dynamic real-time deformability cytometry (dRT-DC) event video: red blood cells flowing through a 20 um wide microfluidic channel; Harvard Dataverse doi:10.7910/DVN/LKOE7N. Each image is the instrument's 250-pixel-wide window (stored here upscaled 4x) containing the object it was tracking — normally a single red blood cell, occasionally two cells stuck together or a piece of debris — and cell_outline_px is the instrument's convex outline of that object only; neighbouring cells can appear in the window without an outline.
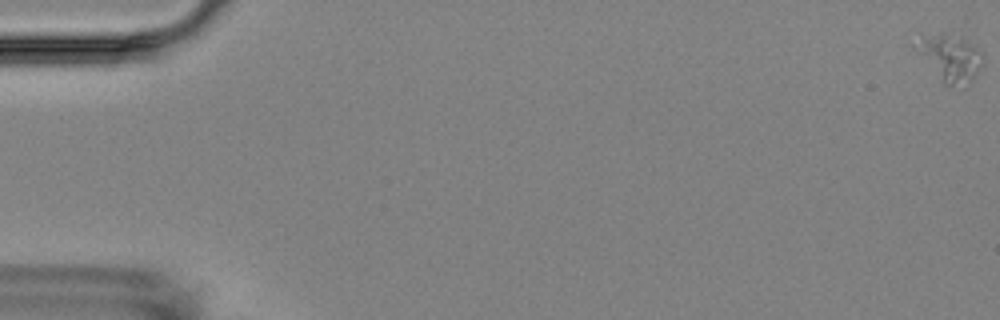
{"species": "Egyptian fruit bat (a non-hibernating species)", "species_latin": "Rousettus aegyptiacus", "temperature_condition": "room temperature", "stored_images_in_passage": 10, "camera_frame_rate_fps": 3000, "um_per_image_px": 0.085, "animal": {"sex": "female"}, "frame": {"image": 1, "passage_image": 1, "time_ms": 0.0, "image_size_px": [1000, 320], "cell_outline_px": [[980, 64], [976, 76], [964, 88], [944, 84], [908, 44], [924, 36], [940, 32], [944, 32], [964, 36], [980, 52]], "centroid_in_image_um": [80.67, 4.88], "position_along_channel_um": 4.3, "area_um2": 18.73}}
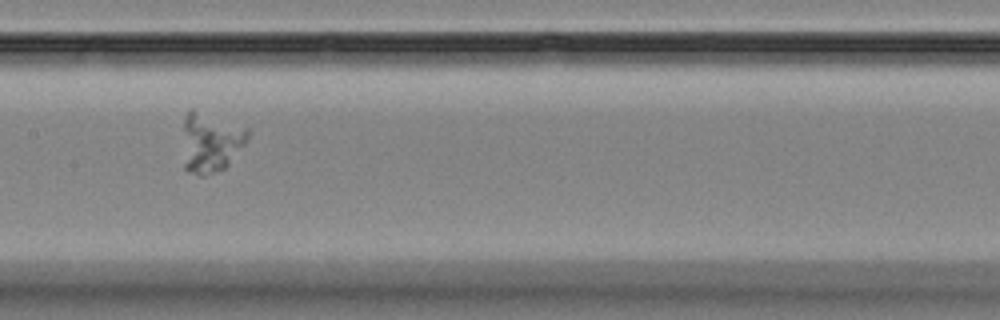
{"frame": {"image": 2, "passage_image": 9, "time_ms": 10.0, "image_size_px": [1000, 320], "cell_outline_px": [[252, 128], [244, 144], [228, 164], [224, 168], [204, 176], [200, 176], [188, 172], [184, 168], [184, 120], [188, 108], [192, 108]], "centroid_in_image_um": [17.91, 12.06], "position_along_channel_um": 189.5, "area_um2": 22.83}}
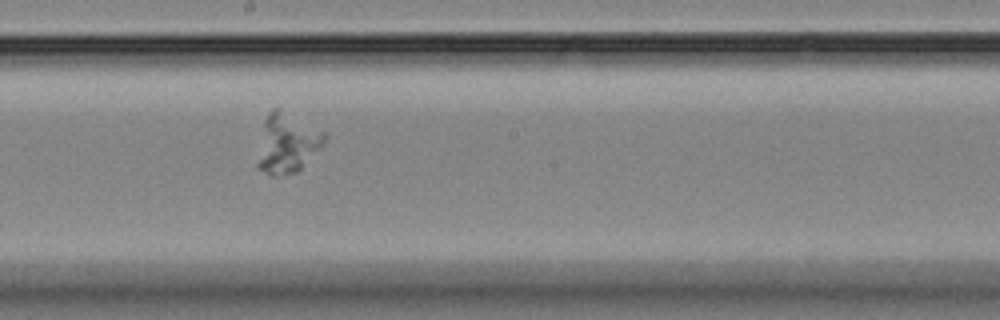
{"frame": {"image": 3, "passage_image": 10, "time_ms": 11.0, "image_size_px": [1000, 320], "cell_outline_px": [[324, 140], [300, 168], [296, 172], [276, 176], [272, 176], [256, 168], [256, 164], [264, 120], [268, 112], [272, 108], [280, 108], [324, 132]], "centroid_in_image_um": [24.32, 12.17], "position_along_channel_um": 223.9, "area_um2": 22.6}}